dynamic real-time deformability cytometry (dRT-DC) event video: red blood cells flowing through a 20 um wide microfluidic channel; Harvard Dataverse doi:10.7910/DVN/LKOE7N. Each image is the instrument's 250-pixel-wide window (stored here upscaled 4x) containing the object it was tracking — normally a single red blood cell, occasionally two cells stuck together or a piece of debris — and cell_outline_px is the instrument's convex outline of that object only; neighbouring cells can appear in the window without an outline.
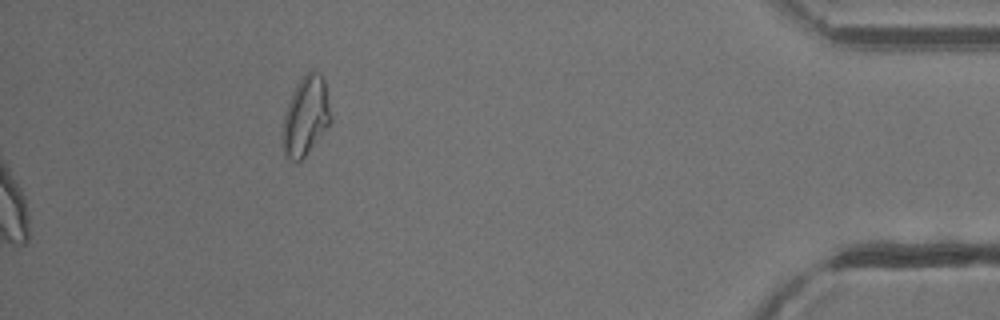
{"species": "common noctule bat (a hibernating species)", "species_latin": "Nyctalus noctula", "temperature_condition": "cold", "stored_images_in_passage": 41, "camera_frame_rate_fps": 3000, "um_per_image_px": 0.085, "animal": {"sex": "male", "body_mass_g": 13.3}, "frame": {"image": 1, "passage_image": 41, "time_ms": 13.333, "image_size_px": [1000, 320], "cell_outline_px": [[332, 120], [304, 156], [300, 160], [292, 160], [284, 156], [284, 112], [292, 92], [300, 80], [312, 68], [320, 72], [324, 76]], "centroid_in_image_um": [26.01, 9.79], "position_along_channel_um": 409.2, "area_um2": 21.73}, "authors_computed_cell_mechanics": {"area_um2": 19.652, "velocity_mm_per_s": 3.8164, "shape_relaxation_time_tau1_ms": 4.4562, "shape_relaxation_time_tau2_ms": 1.3072, "deformation_change_tau1": 0.0819, "deformation_change_tau2": 0.0722}}